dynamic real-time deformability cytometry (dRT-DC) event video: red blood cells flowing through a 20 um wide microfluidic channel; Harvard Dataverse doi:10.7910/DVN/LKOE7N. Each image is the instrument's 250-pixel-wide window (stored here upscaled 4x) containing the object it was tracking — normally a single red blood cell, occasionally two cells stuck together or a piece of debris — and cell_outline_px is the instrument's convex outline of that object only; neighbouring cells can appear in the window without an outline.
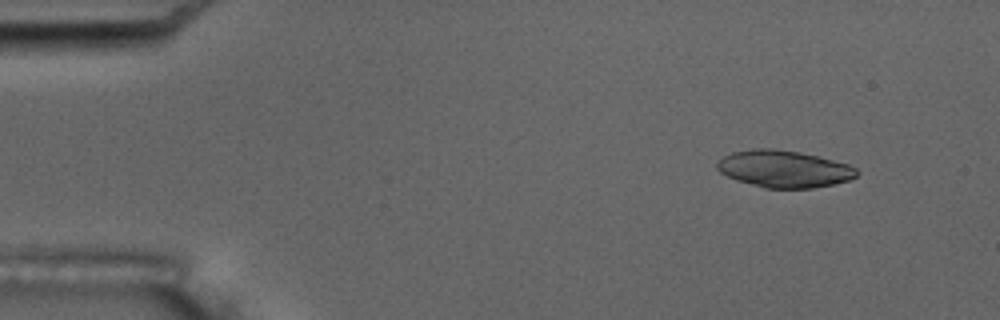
{"species": "common noctule bat (a hibernating species)", "species_latin": "Nyctalus noctula", "temperature_condition": "room temperature", "stored_images_in_passage": 4, "camera_frame_rate_fps": 3000, "um_per_image_px": 0.085, "animal": {"sex": "male", "body_mass_g": 17.5, "forearm_length_mm": 52.3}, "frame": {"image": 1, "passage_image": 1, "time_ms": 0.0, "image_size_px": [1000, 320], "cell_outline_px": [[860, 172], [856, 176], [848, 180], [832, 184], [812, 188], [764, 188], [736, 180], [720, 172], [716, 168], [716, 164], [724, 156], [732, 152], [752, 148], [772, 148], [800, 152], [848, 164], [856, 168]], "centroid_in_image_um": [66.62, 14.35], "position_along_channel_um": 18.4, "area_um2": 30.06}}